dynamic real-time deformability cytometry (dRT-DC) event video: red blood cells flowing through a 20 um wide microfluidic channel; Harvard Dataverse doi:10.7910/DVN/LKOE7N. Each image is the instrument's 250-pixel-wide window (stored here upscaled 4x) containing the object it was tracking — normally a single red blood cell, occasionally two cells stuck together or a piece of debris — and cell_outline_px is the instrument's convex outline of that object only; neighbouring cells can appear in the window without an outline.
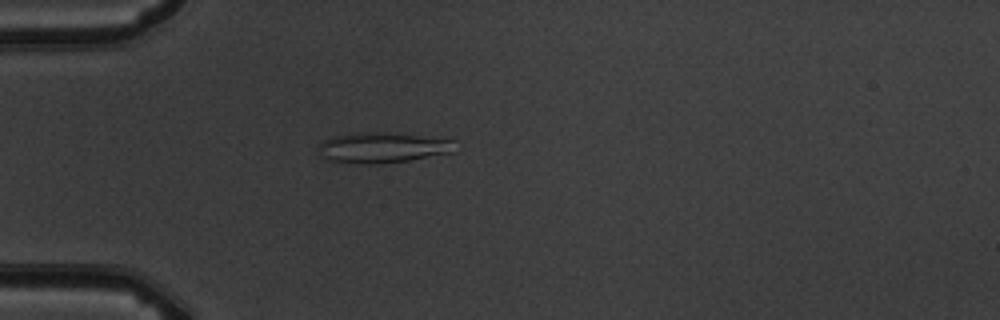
{"species": "common noctule bat (a hibernating species)", "species_latin": "Nyctalus noctula", "temperature_condition": "warm", "stored_images_in_passage": 4, "camera_frame_rate_fps": 3000, "um_per_image_px": 0.085, "animal": {"sex": "male", "body_mass_g": 19.5, "forearm_length_mm": 54.6}, "frame": {"image": 1, "passage_image": 4, "time_ms": 3.333, "image_size_px": [1000, 320], "cell_outline_px": [[456, 152], [408, 160], [372, 164], [368, 164], [324, 160], [320, 156], [316, 148], [324, 140], [332, 136], [352, 132], [384, 132], [452, 140]], "centroid_in_image_um": [32.42, 12.55], "position_along_channel_um": 52.6, "area_um2": 24.22}}